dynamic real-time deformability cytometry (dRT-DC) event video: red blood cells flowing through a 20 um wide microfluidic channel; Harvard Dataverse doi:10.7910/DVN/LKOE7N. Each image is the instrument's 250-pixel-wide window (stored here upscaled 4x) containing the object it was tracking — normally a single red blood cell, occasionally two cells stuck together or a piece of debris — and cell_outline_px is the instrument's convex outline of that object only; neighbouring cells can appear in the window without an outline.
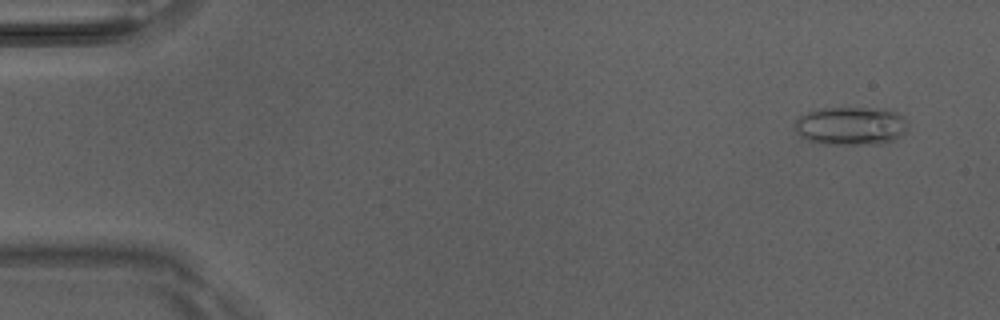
{"species": "Egyptian fruit bat (a non-hibernating species)", "species_latin": "Rousettus aegyptiacus", "temperature_condition": "room temperature", "stored_images_in_passage": 4, "camera_frame_rate_fps": 3000, "um_per_image_px": 0.085, "animal": {"sex": "male"}, "frame": {"image": 1, "passage_image": 4, "time_ms": 1.0, "image_size_px": [1000, 320], "cell_outline_px": [[908, 124], [904, 132], [896, 140], [880, 144], [820, 144], [808, 140], [800, 136], [796, 128], [796, 120], [800, 116], [808, 112], [820, 108], [888, 108], [904, 116]], "centroid_in_image_um": [72.37, 10.7], "position_along_channel_um": 12.6, "area_um2": 25.49}}